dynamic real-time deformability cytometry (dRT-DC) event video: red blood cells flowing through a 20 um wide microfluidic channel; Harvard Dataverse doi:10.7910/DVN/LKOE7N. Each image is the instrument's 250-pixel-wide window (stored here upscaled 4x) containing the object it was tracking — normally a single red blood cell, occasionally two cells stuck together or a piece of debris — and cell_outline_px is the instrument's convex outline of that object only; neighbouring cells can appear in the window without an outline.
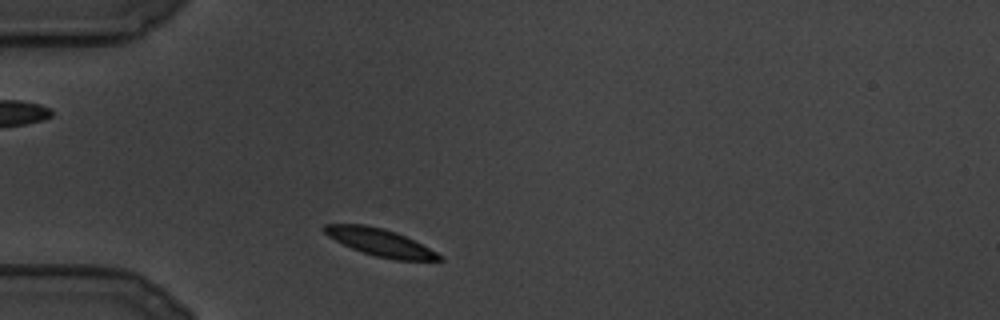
{"species": "common noctule bat (a hibernating species)", "species_latin": "Nyctalus noctula", "temperature_condition": "cold", "stored_images_in_passage": 85, "camera_frame_rate_fps": 3000, "um_per_image_px": 0.085, "animal": {"sex": "male", "body_mass_g": 19.5, "forearm_length_mm": 54.6}, "frame": {"image": 1, "passage_image": 2, "time_ms": 0.333, "image_size_px": [1000, 320], "cell_outline_px": [[444, 260], [396, 260], [376, 256], [352, 248], [328, 236], [324, 232], [324, 224], [364, 224], [384, 228], [396, 232], [436, 252]], "centroid_in_image_um": [32.28, 20.59], "position_along_channel_um": 52.7, "area_um2": 17.8}}
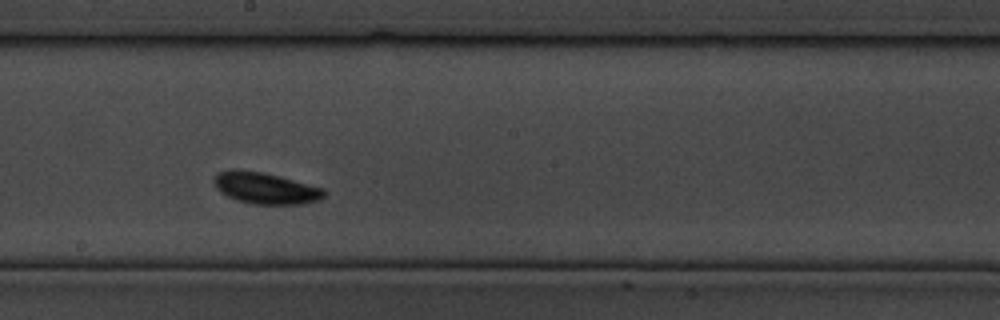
{"frame": {"image": 2, "passage_image": 34, "time_ms": 11.0, "image_size_px": [1000, 320], "cell_outline_px": [[324, 196], [320, 200], [304, 204], [252, 204], [236, 200], [220, 192], [216, 188], [212, 180], [216, 172], [236, 168], [240, 168], [264, 172], [324, 188]], "centroid_in_image_um": [22.51, 15.97], "position_along_channel_um": 225.7, "area_um2": 20.52}}
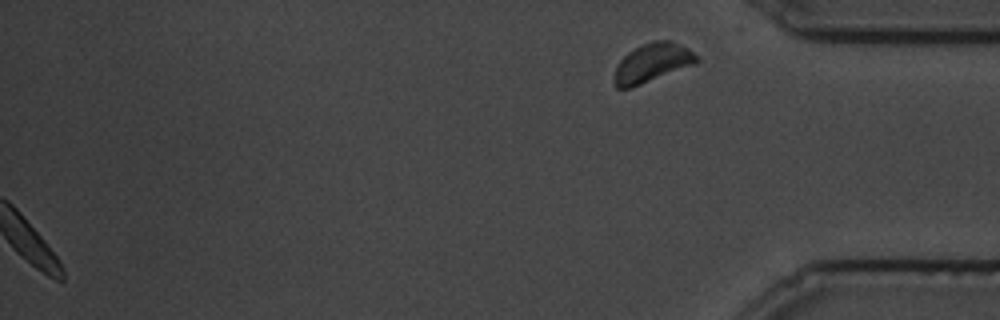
{"frame": {"image": 3, "passage_image": 85, "time_ms": 28.0, "image_size_px": [1000, 320], "cell_outline_px": [[700, 60], [696, 64], [632, 88], [616, 88], [612, 80], [616, 68], [620, 60], [628, 52], [652, 40], [672, 40], [688, 48]], "centroid_in_image_um": [55.44, 5.35], "position_along_channel_um": 379.8, "area_um2": 18.79}}